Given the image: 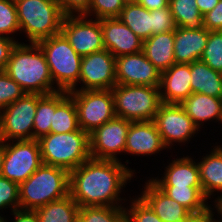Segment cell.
<instances>
[{"label": "cell", "instance_id": "cell-18", "mask_svg": "<svg viewBox=\"0 0 222 222\" xmlns=\"http://www.w3.org/2000/svg\"><path fill=\"white\" fill-rule=\"evenodd\" d=\"M191 63L173 64L161 73L160 97L162 103L180 104L192 94Z\"/></svg>", "mask_w": 222, "mask_h": 222}, {"label": "cell", "instance_id": "cell-24", "mask_svg": "<svg viewBox=\"0 0 222 222\" xmlns=\"http://www.w3.org/2000/svg\"><path fill=\"white\" fill-rule=\"evenodd\" d=\"M197 165L203 195L208 199L214 191L222 193V147L215 146Z\"/></svg>", "mask_w": 222, "mask_h": 222}, {"label": "cell", "instance_id": "cell-19", "mask_svg": "<svg viewBox=\"0 0 222 222\" xmlns=\"http://www.w3.org/2000/svg\"><path fill=\"white\" fill-rule=\"evenodd\" d=\"M209 30L185 29L177 27L174 31V59L177 64H190L200 60L207 45Z\"/></svg>", "mask_w": 222, "mask_h": 222}, {"label": "cell", "instance_id": "cell-36", "mask_svg": "<svg viewBox=\"0 0 222 222\" xmlns=\"http://www.w3.org/2000/svg\"><path fill=\"white\" fill-rule=\"evenodd\" d=\"M25 93L5 71H0V110L21 98Z\"/></svg>", "mask_w": 222, "mask_h": 222}, {"label": "cell", "instance_id": "cell-4", "mask_svg": "<svg viewBox=\"0 0 222 222\" xmlns=\"http://www.w3.org/2000/svg\"><path fill=\"white\" fill-rule=\"evenodd\" d=\"M42 163L71 172L90 156L89 134L79 128L68 133H49L38 139Z\"/></svg>", "mask_w": 222, "mask_h": 222}, {"label": "cell", "instance_id": "cell-52", "mask_svg": "<svg viewBox=\"0 0 222 222\" xmlns=\"http://www.w3.org/2000/svg\"><path fill=\"white\" fill-rule=\"evenodd\" d=\"M5 218L0 216V222H4Z\"/></svg>", "mask_w": 222, "mask_h": 222}, {"label": "cell", "instance_id": "cell-42", "mask_svg": "<svg viewBox=\"0 0 222 222\" xmlns=\"http://www.w3.org/2000/svg\"><path fill=\"white\" fill-rule=\"evenodd\" d=\"M17 43L18 41H15L13 37L0 36V71L5 70L11 51Z\"/></svg>", "mask_w": 222, "mask_h": 222}, {"label": "cell", "instance_id": "cell-7", "mask_svg": "<svg viewBox=\"0 0 222 222\" xmlns=\"http://www.w3.org/2000/svg\"><path fill=\"white\" fill-rule=\"evenodd\" d=\"M115 115L129 121H154L162 104L159 87L116 84L111 89Z\"/></svg>", "mask_w": 222, "mask_h": 222}, {"label": "cell", "instance_id": "cell-33", "mask_svg": "<svg viewBox=\"0 0 222 222\" xmlns=\"http://www.w3.org/2000/svg\"><path fill=\"white\" fill-rule=\"evenodd\" d=\"M214 71L222 73V31H209L207 45L200 58Z\"/></svg>", "mask_w": 222, "mask_h": 222}, {"label": "cell", "instance_id": "cell-38", "mask_svg": "<svg viewBox=\"0 0 222 222\" xmlns=\"http://www.w3.org/2000/svg\"><path fill=\"white\" fill-rule=\"evenodd\" d=\"M11 207L12 212L20 209L19 185L0 175V210Z\"/></svg>", "mask_w": 222, "mask_h": 222}, {"label": "cell", "instance_id": "cell-30", "mask_svg": "<svg viewBox=\"0 0 222 222\" xmlns=\"http://www.w3.org/2000/svg\"><path fill=\"white\" fill-rule=\"evenodd\" d=\"M169 6L177 27L185 29L205 28L203 15L196 5V0H169Z\"/></svg>", "mask_w": 222, "mask_h": 222}, {"label": "cell", "instance_id": "cell-15", "mask_svg": "<svg viewBox=\"0 0 222 222\" xmlns=\"http://www.w3.org/2000/svg\"><path fill=\"white\" fill-rule=\"evenodd\" d=\"M115 68L117 84L160 86L161 72L143 51L116 57Z\"/></svg>", "mask_w": 222, "mask_h": 222}, {"label": "cell", "instance_id": "cell-34", "mask_svg": "<svg viewBox=\"0 0 222 222\" xmlns=\"http://www.w3.org/2000/svg\"><path fill=\"white\" fill-rule=\"evenodd\" d=\"M17 31H20V26L15 3L12 0H0V36L11 38L9 35Z\"/></svg>", "mask_w": 222, "mask_h": 222}, {"label": "cell", "instance_id": "cell-32", "mask_svg": "<svg viewBox=\"0 0 222 222\" xmlns=\"http://www.w3.org/2000/svg\"><path fill=\"white\" fill-rule=\"evenodd\" d=\"M126 208L90 206L80 207L78 222H127Z\"/></svg>", "mask_w": 222, "mask_h": 222}, {"label": "cell", "instance_id": "cell-8", "mask_svg": "<svg viewBox=\"0 0 222 222\" xmlns=\"http://www.w3.org/2000/svg\"><path fill=\"white\" fill-rule=\"evenodd\" d=\"M68 94L76 104L79 127L88 134L116 117L111 90L76 89Z\"/></svg>", "mask_w": 222, "mask_h": 222}, {"label": "cell", "instance_id": "cell-41", "mask_svg": "<svg viewBox=\"0 0 222 222\" xmlns=\"http://www.w3.org/2000/svg\"><path fill=\"white\" fill-rule=\"evenodd\" d=\"M204 27L209 31H222V0L208 13L203 15Z\"/></svg>", "mask_w": 222, "mask_h": 222}, {"label": "cell", "instance_id": "cell-47", "mask_svg": "<svg viewBox=\"0 0 222 222\" xmlns=\"http://www.w3.org/2000/svg\"><path fill=\"white\" fill-rule=\"evenodd\" d=\"M4 155H5V141L0 139V175L2 171Z\"/></svg>", "mask_w": 222, "mask_h": 222}, {"label": "cell", "instance_id": "cell-6", "mask_svg": "<svg viewBox=\"0 0 222 222\" xmlns=\"http://www.w3.org/2000/svg\"><path fill=\"white\" fill-rule=\"evenodd\" d=\"M15 5L20 31L30 43L61 33L64 15L55 0H20Z\"/></svg>", "mask_w": 222, "mask_h": 222}, {"label": "cell", "instance_id": "cell-11", "mask_svg": "<svg viewBox=\"0 0 222 222\" xmlns=\"http://www.w3.org/2000/svg\"><path fill=\"white\" fill-rule=\"evenodd\" d=\"M85 15L64 16L61 33L81 56L105 49L99 19H86Z\"/></svg>", "mask_w": 222, "mask_h": 222}, {"label": "cell", "instance_id": "cell-17", "mask_svg": "<svg viewBox=\"0 0 222 222\" xmlns=\"http://www.w3.org/2000/svg\"><path fill=\"white\" fill-rule=\"evenodd\" d=\"M154 121H132L124 153L152 155L166 149Z\"/></svg>", "mask_w": 222, "mask_h": 222}, {"label": "cell", "instance_id": "cell-29", "mask_svg": "<svg viewBox=\"0 0 222 222\" xmlns=\"http://www.w3.org/2000/svg\"><path fill=\"white\" fill-rule=\"evenodd\" d=\"M141 40L145 41L152 36V10L134 3H125L118 17Z\"/></svg>", "mask_w": 222, "mask_h": 222}, {"label": "cell", "instance_id": "cell-43", "mask_svg": "<svg viewBox=\"0 0 222 222\" xmlns=\"http://www.w3.org/2000/svg\"><path fill=\"white\" fill-rule=\"evenodd\" d=\"M15 217L13 222H39V218L35 210L17 209L13 211ZM7 222V220H4Z\"/></svg>", "mask_w": 222, "mask_h": 222}, {"label": "cell", "instance_id": "cell-40", "mask_svg": "<svg viewBox=\"0 0 222 222\" xmlns=\"http://www.w3.org/2000/svg\"><path fill=\"white\" fill-rule=\"evenodd\" d=\"M64 16L86 15L91 0H55ZM77 12V13H76ZM74 13V14H73Z\"/></svg>", "mask_w": 222, "mask_h": 222}, {"label": "cell", "instance_id": "cell-50", "mask_svg": "<svg viewBox=\"0 0 222 222\" xmlns=\"http://www.w3.org/2000/svg\"><path fill=\"white\" fill-rule=\"evenodd\" d=\"M213 213H214V212H212V222H219L218 220L216 221V219H214V217H213V216H214Z\"/></svg>", "mask_w": 222, "mask_h": 222}, {"label": "cell", "instance_id": "cell-9", "mask_svg": "<svg viewBox=\"0 0 222 222\" xmlns=\"http://www.w3.org/2000/svg\"><path fill=\"white\" fill-rule=\"evenodd\" d=\"M36 110L37 93H25L21 98L0 110V139L5 142L33 139Z\"/></svg>", "mask_w": 222, "mask_h": 222}, {"label": "cell", "instance_id": "cell-31", "mask_svg": "<svg viewBox=\"0 0 222 222\" xmlns=\"http://www.w3.org/2000/svg\"><path fill=\"white\" fill-rule=\"evenodd\" d=\"M55 113V92L41 95L37 93V110L33 123V139L50 133V126Z\"/></svg>", "mask_w": 222, "mask_h": 222}, {"label": "cell", "instance_id": "cell-39", "mask_svg": "<svg viewBox=\"0 0 222 222\" xmlns=\"http://www.w3.org/2000/svg\"><path fill=\"white\" fill-rule=\"evenodd\" d=\"M177 29L170 6L152 10V35L171 32Z\"/></svg>", "mask_w": 222, "mask_h": 222}, {"label": "cell", "instance_id": "cell-16", "mask_svg": "<svg viewBox=\"0 0 222 222\" xmlns=\"http://www.w3.org/2000/svg\"><path fill=\"white\" fill-rule=\"evenodd\" d=\"M100 23L105 49L115 58L143 51V40L119 18L101 19Z\"/></svg>", "mask_w": 222, "mask_h": 222}, {"label": "cell", "instance_id": "cell-13", "mask_svg": "<svg viewBox=\"0 0 222 222\" xmlns=\"http://www.w3.org/2000/svg\"><path fill=\"white\" fill-rule=\"evenodd\" d=\"M154 122L161 135L164 145L169 149L172 142H187L198 133V127L186 114L180 104L162 103L157 111Z\"/></svg>", "mask_w": 222, "mask_h": 222}, {"label": "cell", "instance_id": "cell-14", "mask_svg": "<svg viewBox=\"0 0 222 222\" xmlns=\"http://www.w3.org/2000/svg\"><path fill=\"white\" fill-rule=\"evenodd\" d=\"M79 90H111L116 84L115 57L106 49L82 56Z\"/></svg>", "mask_w": 222, "mask_h": 222}, {"label": "cell", "instance_id": "cell-27", "mask_svg": "<svg viewBox=\"0 0 222 222\" xmlns=\"http://www.w3.org/2000/svg\"><path fill=\"white\" fill-rule=\"evenodd\" d=\"M158 187L170 198L185 207L193 216H204L213 210L206 201L207 198L203 195L202 186Z\"/></svg>", "mask_w": 222, "mask_h": 222}, {"label": "cell", "instance_id": "cell-37", "mask_svg": "<svg viewBox=\"0 0 222 222\" xmlns=\"http://www.w3.org/2000/svg\"><path fill=\"white\" fill-rule=\"evenodd\" d=\"M126 210L127 222H162L150 206L141 198H135Z\"/></svg>", "mask_w": 222, "mask_h": 222}, {"label": "cell", "instance_id": "cell-26", "mask_svg": "<svg viewBox=\"0 0 222 222\" xmlns=\"http://www.w3.org/2000/svg\"><path fill=\"white\" fill-rule=\"evenodd\" d=\"M192 93L222 98V73L214 71L202 60L191 63Z\"/></svg>", "mask_w": 222, "mask_h": 222}, {"label": "cell", "instance_id": "cell-44", "mask_svg": "<svg viewBox=\"0 0 222 222\" xmlns=\"http://www.w3.org/2000/svg\"><path fill=\"white\" fill-rule=\"evenodd\" d=\"M136 3L149 11L169 6V0H136Z\"/></svg>", "mask_w": 222, "mask_h": 222}, {"label": "cell", "instance_id": "cell-28", "mask_svg": "<svg viewBox=\"0 0 222 222\" xmlns=\"http://www.w3.org/2000/svg\"><path fill=\"white\" fill-rule=\"evenodd\" d=\"M80 206L70 195L37 208L39 222H78Z\"/></svg>", "mask_w": 222, "mask_h": 222}, {"label": "cell", "instance_id": "cell-5", "mask_svg": "<svg viewBox=\"0 0 222 222\" xmlns=\"http://www.w3.org/2000/svg\"><path fill=\"white\" fill-rule=\"evenodd\" d=\"M45 54L53 84L59 91L76 90L80 78L82 56L59 33L37 42ZM55 81V82H54Z\"/></svg>", "mask_w": 222, "mask_h": 222}, {"label": "cell", "instance_id": "cell-48", "mask_svg": "<svg viewBox=\"0 0 222 222\" xmlns=\"http://www.w3.org/2000/svg\"><path fill=\"white\" fill-rule=\"evenodd\" d=\"M215 208L217 209L218 214L220 213L221 217H222V195H220V197L218 196V198H216L215 200ZM219 222H222V220H218Z\"/></svg>", "mask_w": 222, "mask_h": 222}, {"label": "cell", "instance_id": "cell-3", "mask_svg": "<svg viewBox=\"0 0 222 222\" xmlns=\"http://www.w3.org/2000/svg\"><path fill=\"white\" fill-rule=\"evenodd\" d=\"M67 195L69 172L60 167L42 164L19 185L20 209L36 210Z\"/></svg>", "mask_w": 222, "mask_h": 222}, {"label": "cell", "instance_id": "cell-1", "mask_svg": "<svg viewBox=\"0 0 222 222\" xmlns=\"http://www.w3.org/2000/svg\"><path fill=\"white\" fill-rule=\"evenodd\" d=\"M133 172L120 161L90 157L69 172V195L80 207H123L121 189Z\"/></svg>", "mask_w": 222, "mask_h": 222}, {"label": "cell", "instance_id": "cell-49", "mask_svg": "<svg viewBox=\"0 0 222 222\" xmlns=\"http://www.w3.org/2000/svg\"><path fill=\"white\" fill-rule=\"evenodd\" d=\"M125 3H134L136 0H123Z\"/></svg>", "mask_w": 222, "mask_h": 222}, {"label": "cell", "instance_id": "cell-46", "mask_svg": "<svg viewBox=\"0 0 222 222\" xmlns=\"http://www.w3.org/2000/svg\"><path fill=\"white\" fill-rule=\"evenodd\" d=\"M188 222H212V211L204 216H192Z\"/></svg>", "mask_w": 222, "mask_h": 222}, {"label": "cell", "instance_id": "cell-25", "mask_svg": "<svg viewBox=\"0 0 222 222\" xmlns=\"http://www.w3.org/2000/svg\"><path fill=\"white\" fill-rule=\"evenodd\" d=\"M77 107L67 91L55 92V113L50 133H68L79 129Z\"/></svg>", "mask_w": 222, "mask_h": 222}, {"label": "cell", "instance_id": "cell-45", "mask_svg": "<svg viewBox=\"0 0 222 222\" xmlns=\"http://www.w3.org/2000/svg\"><path fill=\"white\" fill-rule=\"evenodd\" d=\"M220 0H196V5L198 6L199 11L202 15H205L211 11Z\"/></svg>", "mask_w": 222, "mask_h": 222}, {"label": "cell", "instance_id": "cell-35", "mask_svg": "<svg viewBox=\"0 0 222 222\" xmlns=\"http://www.w3.org/2000/svg\"><path fill=\"white\" fill-rule=\"evenodd\" d=\"M125 6L123 0H91L88 13L85 15L96 16L95 19L118 18ZM92 13V14H91Z\"/></svg>", "mask_w": 222, "mask_h": 222}, {"label": "cell", "instance_id": "cell-23", "mask_svg": "<svg viewBox=\"0 0 222 222\" xmlns=\"http://www.w3.org/2000/svg\"><path fill=\"white\" fill-rule=\"evenodd\" d=\"M146 58L162 73L175 64L174 31L154 34L143 41Z\"/></svg>", "mask_w": 222, "mask_h": 222}, {"label": "cell", "instance_id": "cell-51", "mask_svg": "<svg viewBox=\"0 0 222 222\" xmlns=\"http://www.w3.org/2000/svg\"><path fill=\"white\" fill-rule=\"evenodd\" d=\"M174 222H188V220H176Z\"/></svg>", "mask_w": 222, "mask_h": 222}, {"label": "cell", "instance_id": "cell-12", "mask_svg": "<svg viewBox=\"0 0 222 222\" xmlns=\"http://www.w3.org/2000/svg\"><path fill=\"white\" fill-rule=\"evenodd\" d=\"M130 123L129 120L115 117L96 128L89 134L90 156L95 159L120 161L116 155L125 151Z\"/></svg>", "mask_w": 222, "mask_h": 222}, {"label": "cell", "instance_id": "cell-21", "mask_svg": "<svg viewBox=\"0 0 222 222\" xmlns=\"http://www.w3.org/2000/svg\"><path fill=\"white\" fill-rule=\"evenodd\" d=\"M165 171L162 179H151L157 186H202L198 165L189 156L175 159Z\"/></svg>", "mask_w": 222, "mask_h": 222}, {"label": "cell", "instance_id": "cell-2", "mask_svg": "<svg viewBox=\"0 0 222 222\" xmlns=\"http://www.w3.org/2000/svg\"><path fill=\"white\" fill-rule=\"evenodd\" d=\"M26 93L41 95L59 91L53 80L45 54L38 43H17L4 70Z\"/></svg>", "mask_w": 222, "mask_h": 222}, {"label": "cell", "instance_id": "cell-22", "mask_svg": "<svg viewBox=\"0 0 222 222\" xmlns=\"http://www.w3.org/2000/svg\"><path fill=\"white\" fill-rule=\"evenodd\" d=\"M180 106L198 128L201 122L211 119L222 123V98L192 93L180 103Z\"/></svg>", "mask_w": 222, "mask_h": 222}, {"label": "cell", "instance_id": "cell-20", "mask_svg": "<svg viewBox=\"0 0 222 222\" xmlns=\"http://www.w3.org/2000/svg\"><path fill=\"white\" fill-rule=\"evenodd\" d=\"M140 197L162 222L189 220L193 216L185 207L165 194L151 179L146 182Z\"/></svg>", "mask_w": 222, "mask_h": 222}, {"label": "cell", "instance_id": "cell-10", "mask_svg": "<svg viewBox=\"0 0 222 222\" xmlns=\"http://www.w3.org/2000/svg\"><path fill=\"white\" fill-rule=\"evenodd\" d=\"M10 143L5 142L1 175L20 185L43 164L40 146L36 139L16 140Z\"/></svg>", "mask_w": 222, "mask_h": 222}]
</instances>
